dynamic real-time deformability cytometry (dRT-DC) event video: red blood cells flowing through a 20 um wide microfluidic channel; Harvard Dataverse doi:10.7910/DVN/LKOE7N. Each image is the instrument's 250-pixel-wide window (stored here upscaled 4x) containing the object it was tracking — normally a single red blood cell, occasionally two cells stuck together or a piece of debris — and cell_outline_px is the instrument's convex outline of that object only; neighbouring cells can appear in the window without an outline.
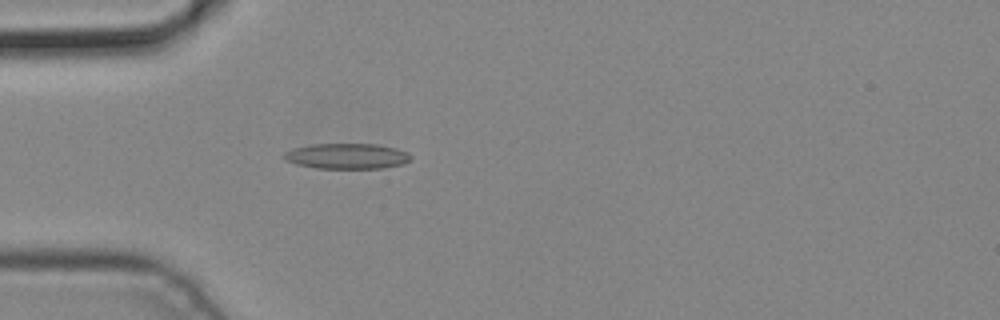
{"species": "common noctule bat (a hibernating species)", "species_latin": "Nyctalus noctula", "temperature_condition": "cold", "stored_images_in_passage": 4, "camera_frame_rate_fps": 3000, "um_per_image_px": 0.085, "animal": {"sex": "male", "body_mass_g": 19.2, "forearm_length_mm": 51.8}, "frame": {"image": 1, "passage_image": 4, "time_ms": 1.0, "image_size_px": [1000, 320], "cell_outline_px": [[412, 160], [404, 164], [380, 168], [316, 168], [296, 164], [284, 160], [280, 156], [284, 152], [292, 148], [312, 144], [376, 144], [396, 148], [408, 152], [412, 156]], "centroid_in_image_um": [29.47, 13.27], "position_along_channel_um": 55.5, "area_um2": 19.07}}